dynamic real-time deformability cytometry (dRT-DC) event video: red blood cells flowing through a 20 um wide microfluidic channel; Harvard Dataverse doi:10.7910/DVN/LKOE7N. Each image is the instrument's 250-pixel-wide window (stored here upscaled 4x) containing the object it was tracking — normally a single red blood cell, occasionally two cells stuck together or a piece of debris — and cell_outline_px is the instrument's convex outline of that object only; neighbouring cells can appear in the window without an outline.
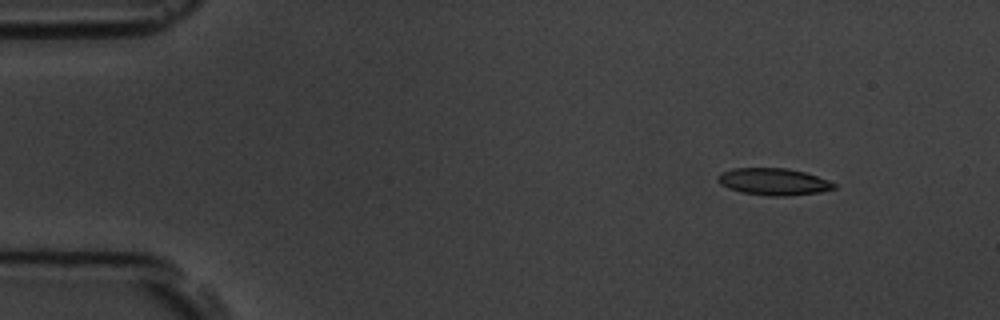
{"species": "common noctule bat (a hibernating species)", "species_latin": "Nyctalus noctula", "temperature_condition": "room temperature", "stored_images_in_passage": 5, "segment_of_instrument_passage": [2, 2], "camera_frame_rate_fps": 3000, "um_per_image_px": 0.085, "animal": {"sex": "male", "body_mass_g": 19.5, "forearm_length_mm": 54.6}, "frame": {"image": 1, "passage_image": 5, "time_ms": 6.333, "image_size_px": [1000, 320], "cell_outline_px": [[836, 188], [820, 192], [784, 196], [768, 196], [740, 192], [728, 188], [720, 184], [716, 180], [716, 176], [720, 172], [732, 168], [788, 168], [804, 172], [828, 180], [836, 184]], "centroid_in_image_um": [65.7, 15.44], "position_along_channel_um": 19.3, "area_um2": 18.38}}